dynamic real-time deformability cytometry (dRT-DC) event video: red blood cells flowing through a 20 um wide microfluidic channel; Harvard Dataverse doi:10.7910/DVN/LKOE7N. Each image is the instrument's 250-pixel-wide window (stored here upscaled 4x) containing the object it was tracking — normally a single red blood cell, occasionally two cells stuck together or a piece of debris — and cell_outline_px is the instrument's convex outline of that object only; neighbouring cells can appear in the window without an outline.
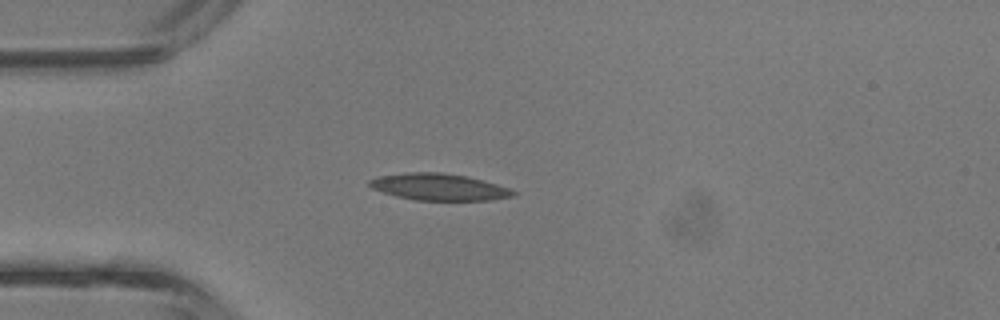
{"species": "common noctule bat (a hibernating species)", "species_latin": "Nyctalus noctula", "temperature_condition": "room temperature", "stored_images_in_passage": 4, "camera_frame_rate_fps": 3000, "um_per_image_px": 0.085, "animal": {"sex": "male", "body_mass_g": 13.3}, "frame": {"image": 1, "passage_image": 4, "time_ms": 1.0, "image_size_px": [1000, 320], "cell_outline_px": [[516, 196], [492, 200], [416, 200], [396, 196], [372, 188], [368, 184], [368, 180], [376, 176], [408, 172], [440, 172], [468, 176], [484, 180], [512, 188], [516, 192]], "centroid_in_image_um": [37.36, 15.88], "position_along_channel_um": 47.6, "area_um2": 22.66}}